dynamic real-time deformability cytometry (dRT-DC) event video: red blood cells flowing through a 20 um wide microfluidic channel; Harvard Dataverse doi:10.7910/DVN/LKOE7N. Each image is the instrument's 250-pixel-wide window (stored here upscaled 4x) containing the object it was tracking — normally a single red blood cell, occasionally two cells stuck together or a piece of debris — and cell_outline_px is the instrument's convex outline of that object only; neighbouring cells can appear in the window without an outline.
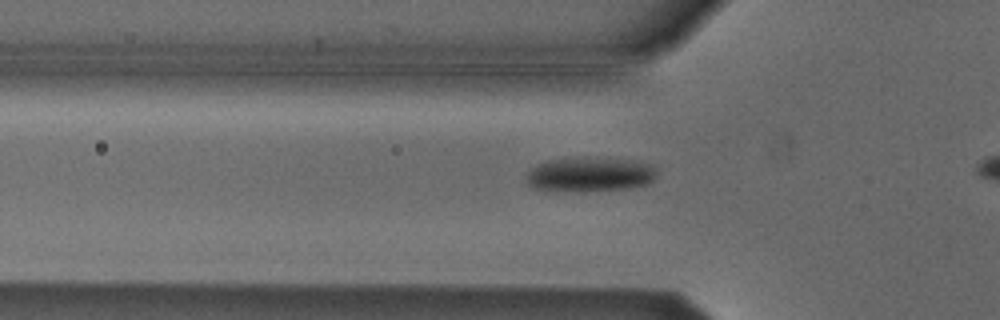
{"species": "Egyptian fruit bat (a non-hibernating species)", "species_latin": "Rousettus aegyptiacus", "temperature_condition": "cold", "stored_images_in_passage": 28, "camera_frame_rate_fps": 3000, "um_per_image_px": 0.085, "animal": {"sex": "male"}, "frame": {"image": 1, "passage_image": 2, "time_ms": 0.333, "image_size_px": [1000, 320], "cell_outline_px": [[656, 176], [648, 184], [628, 188], [584, 192], [552, 192], [532, 188], [528, 184], [528, 172], [536, 164], [548, 160], [580, 156], [584, 156], [628, 160], [652, 164], [656, 168]], "centroid_in_image_um": [50.1, 14.84], "position_along_channel_um": 75.7, "area_um2": 26.99}}
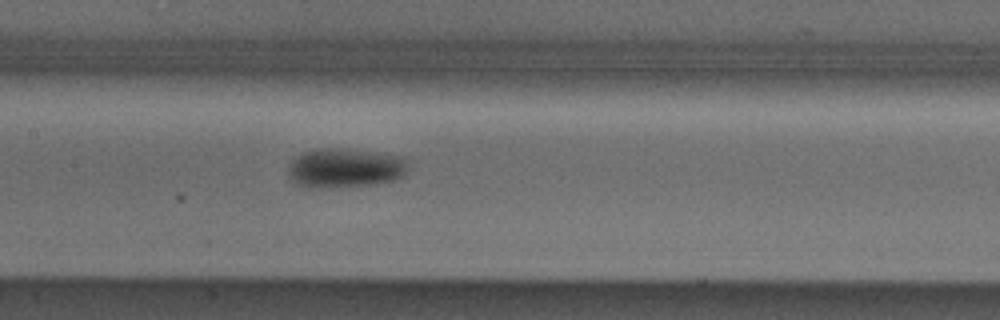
{"frame": {"image": 2, "passage_image": 10, "time_ms": 3.0, "image_size_px": [1000, 320], "cell_outline_px": [[408, 172], [404, 176], [396, 180], [376, 184], [324, 188], [308, 188], [296, 184], [288, 176], [288, 168], [292, 160], [296, 156], [304, 152], [320, 148], [340, 148], [376, 152], [404, 156], [408, 160]], "centroid_in_image_um": [29.37, 14.28], "position_along_channel_um": 178.0, "area_um2": 28.09}}
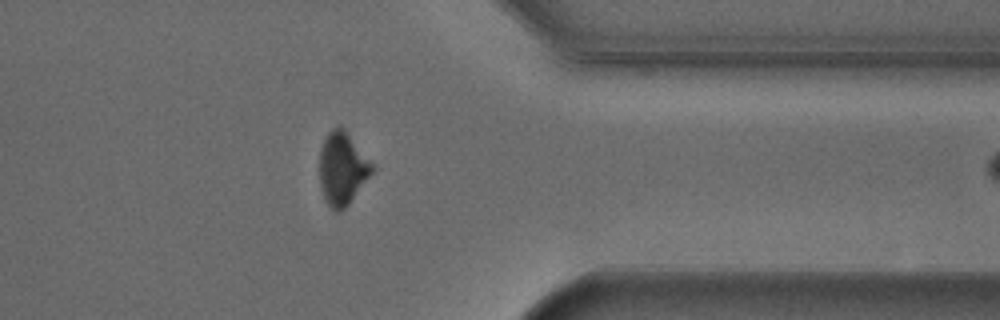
{"frame": {"image": 3, "passage_image": 27, "time_ms": 8.667, "image_size_px": [1000, 320], "cell_outline_px": [[372, 172], [348, 204], [340, 212], [336, 212], [324, 200], [320, 184], [320, 148], [328, 132], [332, 128], [340, 124], [344, 128], [372, 164]], "centroid_in_image_um": [29.06, 14.31], "position_along_channel_um": 382.3, "area_um2": 21.85}}